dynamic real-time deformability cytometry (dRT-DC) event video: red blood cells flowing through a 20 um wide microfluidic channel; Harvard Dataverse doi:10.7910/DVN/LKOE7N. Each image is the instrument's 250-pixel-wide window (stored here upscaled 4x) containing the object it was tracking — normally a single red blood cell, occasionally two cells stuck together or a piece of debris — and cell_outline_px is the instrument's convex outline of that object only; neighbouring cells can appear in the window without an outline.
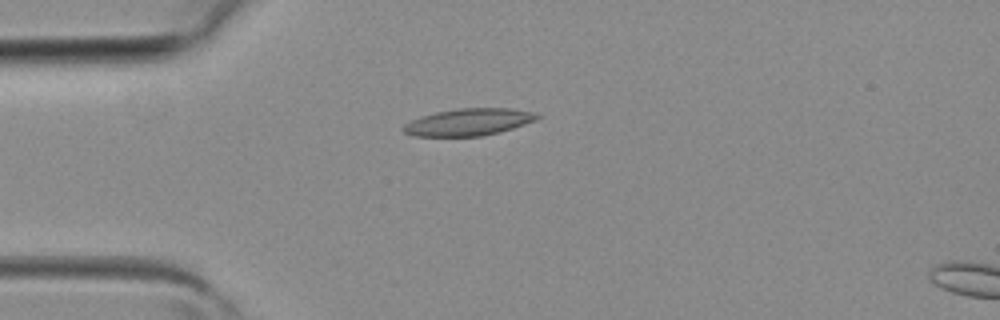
{"species": "common noctule bat (a hibernating species)", "species_latin": "Nyctalus noctula", "temperature_condition": "room temperature", "stored_images_in_passage": 3, "camera_frame_rate_fps": 3000, "um_per_image_px": 0.085, "animal": {"sex": "female", "body_mass_g": 19.3, "forearm_length_mm": 54.1}, "frame": {"image": 1, "passage_image": 2, "time_ms": 0.333, "image_size_px": [1000, 320], "cell_outline_px": [[540, 116], [536, 120], [500, 132], [480, 136], [412, 136], [404, 132], [400, 128], [404, 124], [412, 120], [436, 112], [456, 108], [512, 108], [532, 112]], "centroid_in_image_um": [39.8, 10.38], "position_along_channel_um": 45.2, "area_um2": 20.98}}